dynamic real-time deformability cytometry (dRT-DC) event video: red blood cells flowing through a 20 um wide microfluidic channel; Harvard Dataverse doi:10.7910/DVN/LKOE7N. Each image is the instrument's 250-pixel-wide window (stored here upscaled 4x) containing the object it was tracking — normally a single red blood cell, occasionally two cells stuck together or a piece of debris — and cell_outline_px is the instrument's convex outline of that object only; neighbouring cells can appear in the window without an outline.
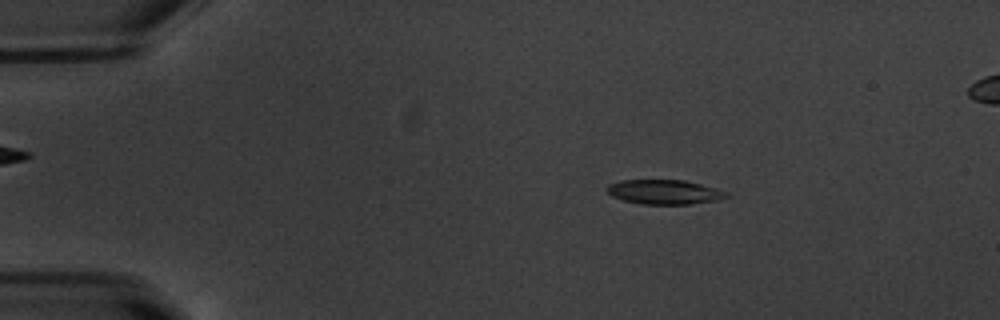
{"species": "common noctule bat (a hibernating species)", "species_latin": "Nyctalus noctula", "temperature_condition": "warm", "stored_images_in_passage": 54, "camera_frame_rate_fps": 3000, "um_per_image_px": 0.085, "animal": {"sex": "male", "body_mass_g": 20.1, "forearm_length_mm": 53.5}, "frame": {"image": 1, "passage_image": 10, "time_ms": 3.0, "image_size_px": [1000, 320], "cell_outline_px": [[732, 196], [720, 200], [688, 204], [640, 204], [624, 200], [612, 196], [604, 188], [608, 184], [620, 180], [684, 180], [716, 188], [728, 192]], "centroid_in_image_um": [56.49, 16.32], "position_along_channel_um": 28.5, "area_um2": 17.22}}
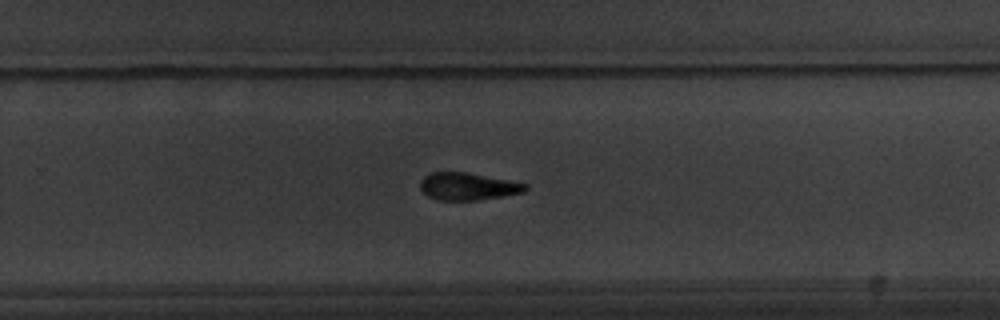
{"frame": {"image": 2, "passage_image": 36, "time_ms": 11.667, "image_size_px": [1000, 320], "cell_outline_px": [[528, 188], [524, 192], [504, 196], [476, 200], [440, 200], [428, 196], [420, 188], [420, 180], [424, 176], [432, 172], [468, 172], [528, 184]], "centroid_in_image_um": [39.77, 15.84], "position_along_channel_um": 290.0, "area_um2": 16.76}}
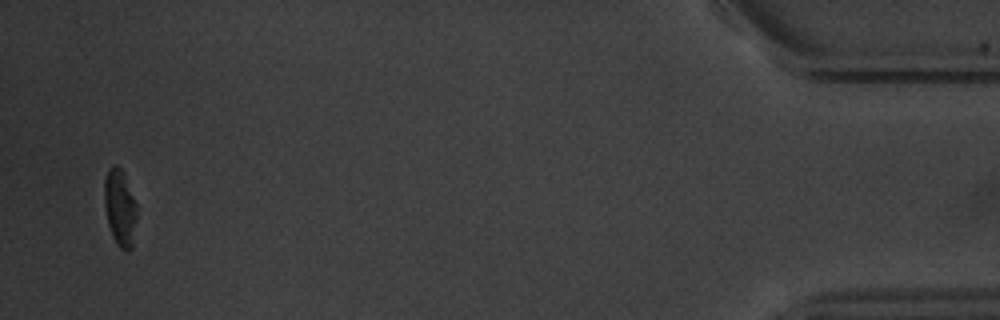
{"frame": {"image": 3, "passage_image": 53, "time_ms": 17.333, "image_size_px": [1000, 320], "cell_outline_px": [[136, 216], [132, 248], [128, 252], [120, 248], [116, 244], [112, 236], [108, 224], [104, 204], [104, 180], [108, 168], [112, 164], [116, 164], [120, 168], [136, 204]], "centroid_in_image_um": [10.17, 17.68], "position_along_channel_um": 425.0, "area_um2": 14.39}, "authors_computed_cell_mechanics": {"area_um2": 17.629, "velocity_mm_per_s": 3.7667, "shape_relaxation_time_tau1_ms": 2.9727, "shape_relaxation_time_tau2_ms": 4.6766, "deformation_change_tau1": 0.1646, "deformation_change_tau2": 0.1366}}